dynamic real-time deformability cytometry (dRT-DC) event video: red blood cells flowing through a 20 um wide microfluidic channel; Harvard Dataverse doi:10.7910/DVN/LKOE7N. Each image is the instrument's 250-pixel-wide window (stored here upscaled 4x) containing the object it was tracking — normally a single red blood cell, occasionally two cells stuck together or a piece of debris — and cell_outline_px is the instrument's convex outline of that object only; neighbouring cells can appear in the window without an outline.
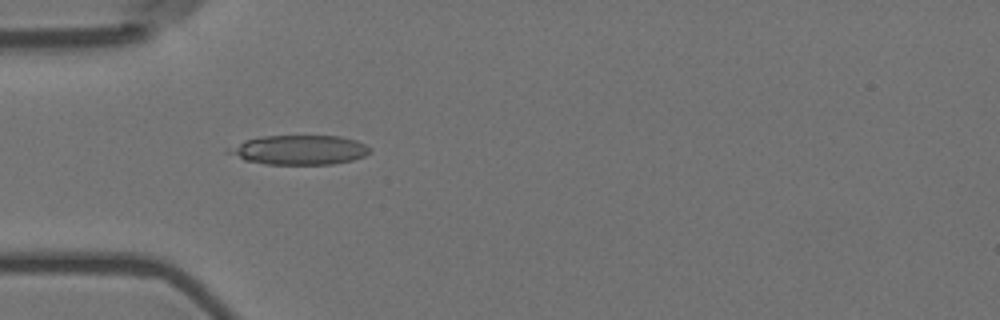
{"species": "Egyptian fruit bat (a non-hibernating species)", "species_latin": "Rousettus aegyptiacus", "temperature_condition": "room temperature", "stored_images_in_passage": 44, "camera_frame_rate_fps": 3000, "um_per_image_px": 0.085, "animal": {"sex": "female"}, "frame": {"image": 1, "passage_image": 5, "time_ms": 1.333, "image_size_px": [1000, 320], "cell_outline_px": [[372, 148], [364, 156], [352, 160], [332, 164], [264, 164], [244, 160], [224, 152], [228, 148], [244, 140], [264, 136], [340, 136], [356, 140]], "centroid_in_image_um": [25.41, 12.74], "position_along_channel_um": 59.6, "area_um2": 24.22}}
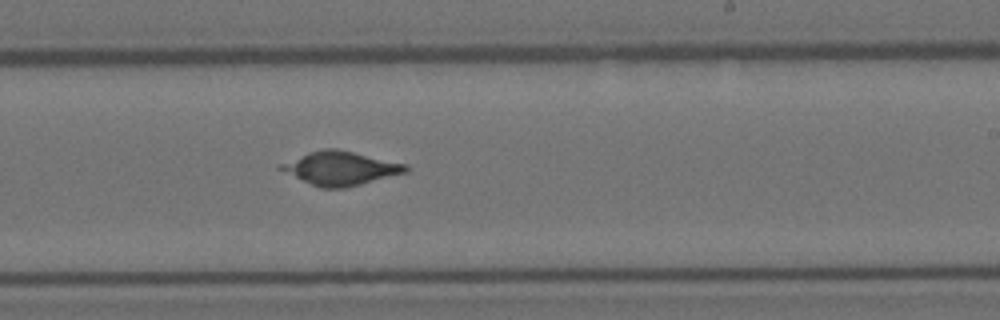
{"frame": {"image": 2, "passage_image": 22, "time_ms": 7.0, "image_size_px": [1000, 320], "cell_outline_px": [[408, 172], [344, 188], [320, 188], [276, 168], [280, 164], [308, 152], [324, 148], [336, 148], [408, 164]], "centroid_in_image_um": [28.95, 14.29], "position_along_channel_um": 260.0, "area_um2": 24.33}}
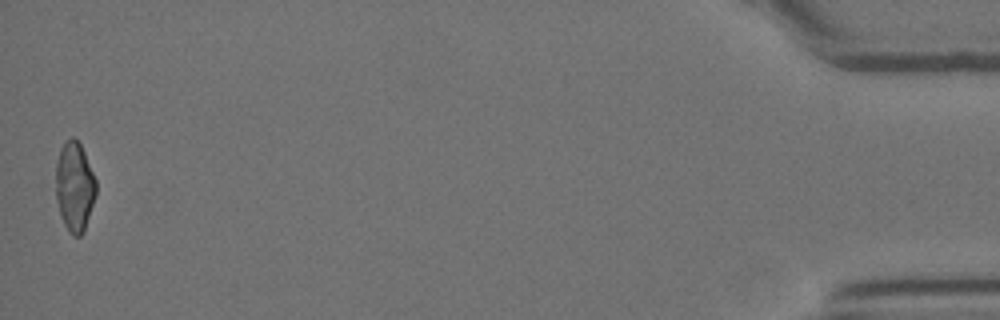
{"frame": {"image": 3, "passage_image": 44, "time_ms": 14.333, "image_size_px": [1000, 320], "cell_outline_px": [[96, 196], [84, 232], [80, 236], [72, 236], [68, 232], [64, 224], [60, 212], [56, 196], [56, 164], [60, 148], [72, 136], [80, 144], [84, 152], [96, 180]], "centroid_in_image_um": [6.35, 15.9], "position_along_channel_um": 428.9, "area_um2": 20.92}, "authors_computed_cell_mechanics": {"area_um2": 23.7558, "velocity_mm_per_s": 3.573, "shape_relaxation_time_tau1_ms": null, "shape_relaxation_time_tau2_ms": 1.7661, "deformation_change_tau1": null, "deformation_change_tau2": 0.0293}}